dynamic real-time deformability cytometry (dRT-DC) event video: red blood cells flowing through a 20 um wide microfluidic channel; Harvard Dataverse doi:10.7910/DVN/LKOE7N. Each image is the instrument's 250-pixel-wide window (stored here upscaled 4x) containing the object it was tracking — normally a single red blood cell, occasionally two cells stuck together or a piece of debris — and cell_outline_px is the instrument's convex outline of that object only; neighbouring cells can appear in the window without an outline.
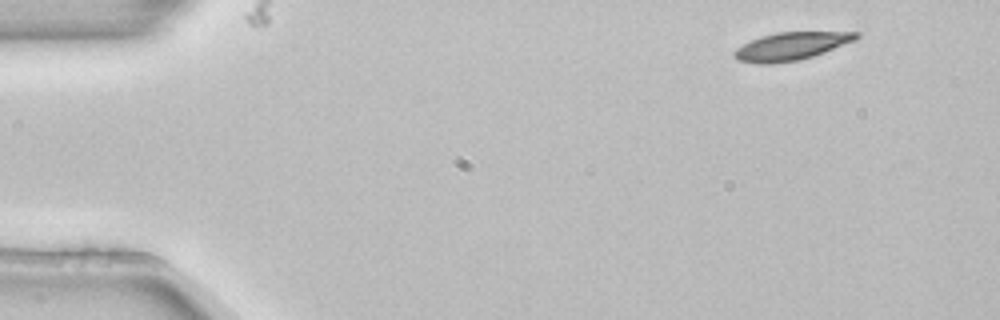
{"species": "common noctule bat (a hibernating species)", "species_latin": "Nyctalus noctula", "temperature_condition": "room temperature", "stored_images_in_passage": 4, "camera_frame_rate_fps": 3000, "um_per_image_px": 0.085, "animal": {"sex": "female", "body_mass_g": 22.7, "forearm_length_mm": 54.2}, "frame": {"image": 1, "passage_image": 1, "time_ms": 0.0, "image_size_px": [1000, 320], "cell_outline_px": [[860, 36], [856, 40], [824, 52], [812, 56], [796, 60], [772, 64], [756, 64], [736, 60], [732, 56], [732, 52], [736, 48], [760, 36], [776, 32], [860, 32]], "centroid_in_image_um": [67.2, 3.93], "position_along_channel_um": 17.8, "area_um2": 19.83}}
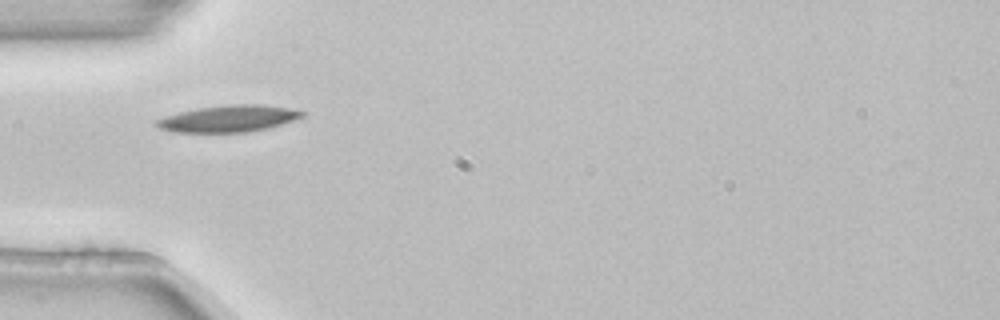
{"frame": {"image": 2, "passage_image": 4, "time_ms": 1.0, "image_size_px": [1000, 320], "cell_outline_px": [[308, 112], [304, 116], [280, 124], [248, 132], [172, 132], [160, 128], [156, 124], [156, 120], [180, 112], [200, 108], [228, 104], [260, 104], [288, 108]], "centroid_in_image_um": [19.45, 10.08], "position_along_channel_um": 65.5, "area_um2": 22.25}}